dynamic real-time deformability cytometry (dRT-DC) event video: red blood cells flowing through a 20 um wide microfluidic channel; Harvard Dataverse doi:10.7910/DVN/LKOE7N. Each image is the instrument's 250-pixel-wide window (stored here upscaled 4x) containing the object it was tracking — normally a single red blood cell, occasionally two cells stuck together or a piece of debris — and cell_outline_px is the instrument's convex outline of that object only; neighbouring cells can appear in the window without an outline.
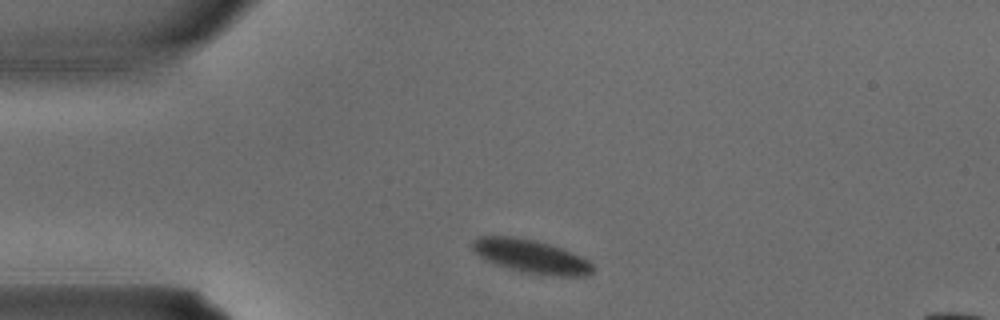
{"species": "common noctule bat (a hibernating species)", "species_latin": "Nyctalus noctula", "temperature_condition": "warm", "stored_images_in_passage": 2, "camera_frame_rate_fps": 3000, "um_per_image_px": 0.085, "animal": {"sex": "male", "body_mass_g": 15.6}, "frame": {"image": 1, "passage_image": 1, "time_ms": 0.0, "image_size_px": [1000, 320], "cell_outline_px": [[596, 268], [588, 276], [552, 276], [520, 272], [484, 260], [472, 252], [472, 240], [480, 236], [512, 236], [536, 240], [560, 248], [580, 256], [588, 260]], "centroid_in_image_um": [45.11, 21.8], "position_along_channel_um": 39.9, "area_um2": 23.76}}